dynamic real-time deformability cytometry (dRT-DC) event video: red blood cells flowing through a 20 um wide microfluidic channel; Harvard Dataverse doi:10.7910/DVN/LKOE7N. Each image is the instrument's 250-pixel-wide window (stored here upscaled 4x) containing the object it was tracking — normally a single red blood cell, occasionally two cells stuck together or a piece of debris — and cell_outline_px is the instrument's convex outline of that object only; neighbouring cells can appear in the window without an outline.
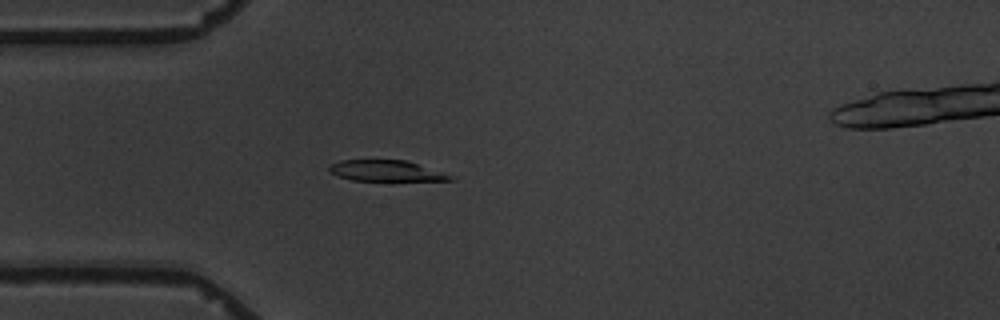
{"species": "common noctule bat (a hibernating species)", "species_latin": "Nyctalus noctula", "temperature_condition": "warm", "stored_images_in_passage": 2, "camera_frame_rate_fps": 3000, "um_per_image_px": 0.085, "animal": {"sex": "male", "body_mass_g": 19.5, "forearm_length_mm": 54.6}, "frame": {"image": 1, "passage_image": 2, "time_ms": 1.333, "image_size_px": [1000, 320], "cell_outline_px": [[456, 180], [392, 184], [352, 180], [336, 176], [328, 172], [328, 168], [332, 164], [340, 160], [408, 160], [456, 176]], "centroid_in_image_um": [32.95, 14.59], "position_along_channel_um": 52.0, "area_um2": 16.36}}